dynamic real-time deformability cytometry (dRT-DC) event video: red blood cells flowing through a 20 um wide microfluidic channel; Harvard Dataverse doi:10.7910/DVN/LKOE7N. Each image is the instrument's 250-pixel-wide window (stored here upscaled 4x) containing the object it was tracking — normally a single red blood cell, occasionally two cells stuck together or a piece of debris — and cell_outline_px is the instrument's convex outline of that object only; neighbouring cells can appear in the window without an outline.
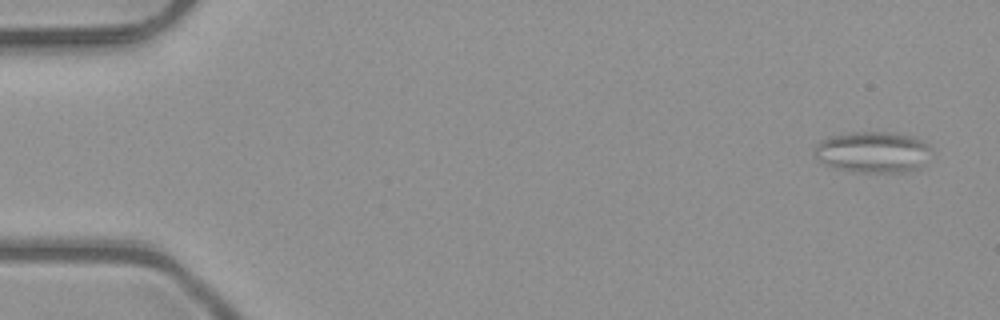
{"species": "common noctule bat (a hibernating species)", "species_latin": "Nyctalus noctula", "temperature_condition": "room temperature", "stored_images_in_passage": 5, "camera_frame_rate_fps": 3000, "um_per_image_px": 0.085, "animal": {"sex": "male", "body_mass_g": 23.1, "forearm_length_mm": 52.7}, "frame": {"image": 1, "passage_image": 1, "time_ms": 0.0, "image_size_px": [1000, 320], "cell_outline_px": [[932, 152], [920, 168], [908, 172], [852, 172], [832, 168], [816, 160], [812, 152], [816, 144], [820, 140], [832, 136], [852, 132], [892, 132], [912, 136], [928, 144], [932, 148]], "centroid_in_image_um": [74.16, 12.94], "position_along_channel_um": 10.8, "area_um2": 28.61}}
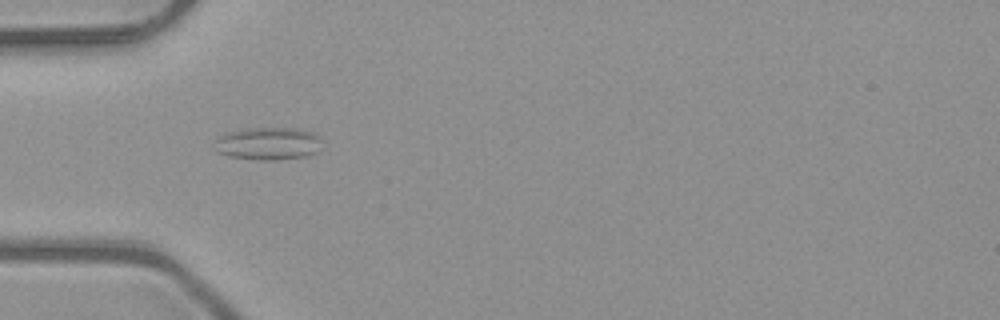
{"frame": {"image": 2, "passage_image": 5, "time_ms": 1.333, "image_size_px": [1000, 320], "cell_outline_px": [[324, 140], [316, 152], [308, 156], [276, 160], [260, 160], [228, 156], [212, 148], [216, 140], [220, 136], [232, 132], [248, 128], [296, 128], [312, 132], [320, 136]], "centroid_in_image_um": [22.84, 12.21], "position_along_channel_um": 62.2, "area_um2": 20.52}}